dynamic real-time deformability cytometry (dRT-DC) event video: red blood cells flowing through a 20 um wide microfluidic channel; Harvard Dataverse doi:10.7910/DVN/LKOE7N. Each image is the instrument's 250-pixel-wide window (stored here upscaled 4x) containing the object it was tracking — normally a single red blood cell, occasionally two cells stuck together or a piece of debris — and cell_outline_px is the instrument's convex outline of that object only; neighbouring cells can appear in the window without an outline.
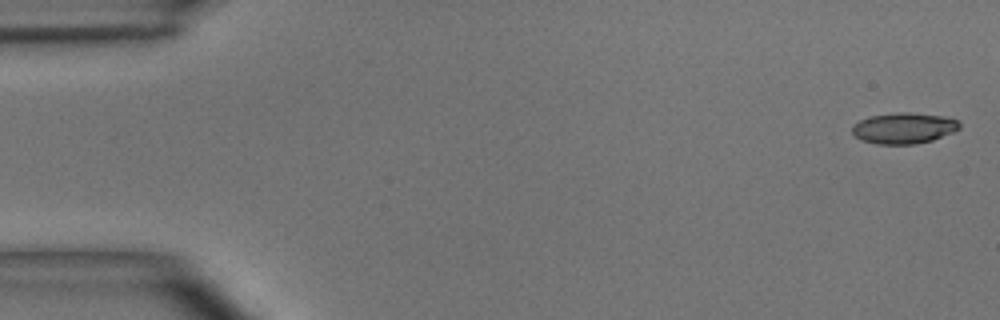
{"species": "common noctule bat (a hibernating species)", "species_latin": "Nyctalus noctula", "temperature_condition": "room temperature", "stored_images_in_passage": 14, "camera_frame_rate_fps": 3000, "um_per_image_px": 0.085, "animal": {"sex": "male", "body_mass_g": 15.6}, "frame": {"image": 1, "passage_image": 1, "time_ms": 0.0, "image_size_px": [1000, 320], "cell_outline_px": [[960, 128], [952, 132], [932, 140], [912, 144], [876, 144], [860, 140], [852, 132], [852, 128], [860, 120], [868, 116], [900, 112], [908, 112], [944, 116], [960, 120]], "centroid_in_image_um": [76.83, 10.88], "position_along_channel_um": 8.2, "area_um2": 19.31}}
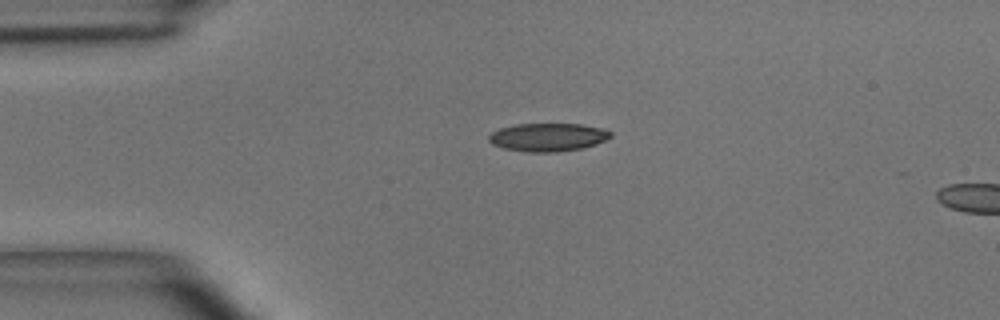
{"frame": {"image": 2, "passage_image": 11, "time_ms": 3.333, "image_size_px": [1000, 320], "cell_outline_px": [[612, 136], [596, 144], [580, 148], [556, 152], [528, 152], [504, 148], [492, 144], [488, 140], [488, 136], [492, 132], [500, 128], [516, 124], [580, 124], [604, 128], [612, 132]], "centroid_in_image_um": [46.57, 11.65], "position_along_channel_um": 38.4, "area_um2": 19.94}}